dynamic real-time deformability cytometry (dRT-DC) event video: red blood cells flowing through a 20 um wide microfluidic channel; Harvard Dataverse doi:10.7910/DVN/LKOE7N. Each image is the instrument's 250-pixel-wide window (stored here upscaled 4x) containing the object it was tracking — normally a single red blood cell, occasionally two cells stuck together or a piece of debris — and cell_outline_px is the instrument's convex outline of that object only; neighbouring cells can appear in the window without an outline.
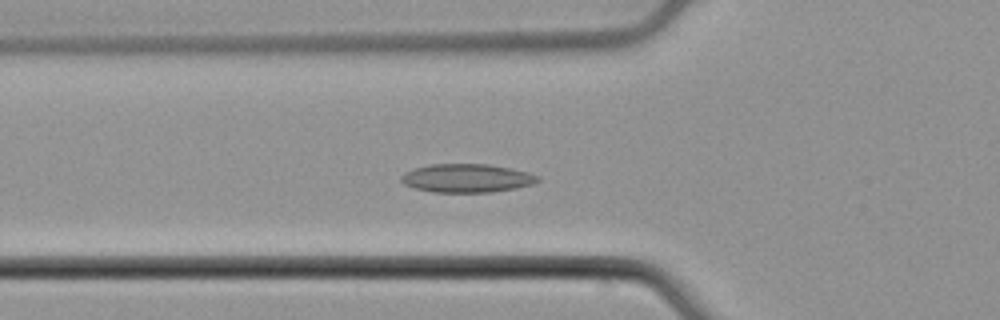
{"species": "common noctule bat (a hibernating species)", "species_latin": "Nyctalus noctula", "temperature_condition": "cold", "stored_images_in_passage": 43, "camera_frame_rate_fps": 3000, "um_per_image_px": 0.085, "animal": {"sex": "male", "body_mass_g": 21.5, "forearm_length_mm": 52.0}, "frame": {"image": 1, "passage_image": 9, "time_ms": 2.667, "image_size_px": [1000, 320], "cell_outline_px": [[540, 180], [532, 184], [516, 188], [492, 192], [432, 192], [416, 188], [404, 184], [400, 180], [400, 176], [404, 172], [428, 164], [488, 164], [512, 168], [528, 172], [540, 176]], "centroid_in_image_um": [39.69, 15.14], "position_along_channel_um": 86.1, "area_um2": 22.77}}
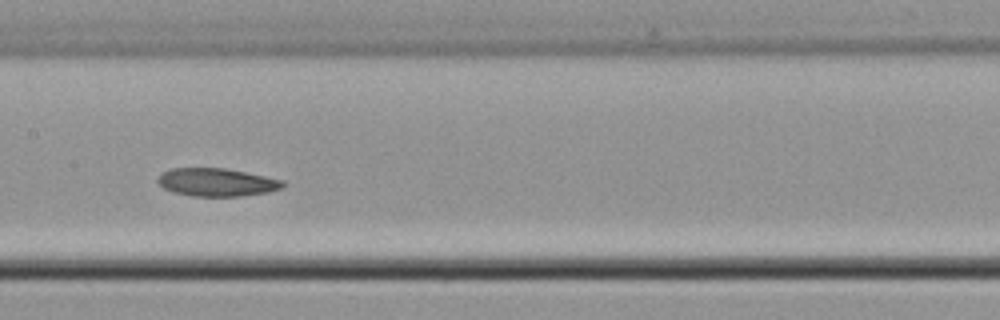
{"frame": {"image": 2, "passage_image": 17, "time_ms": 5.333, "image_size_px": [1000, 320], "cell_outline_px": [[284, 188], [268, 192], [240, 196], [192, 196], [172, 192], [164, 188], [156, 180], [164, 172], [172, 168], [224, 168], [284, 180]], "centroid_in_image_um": [18.43, 15.5], "position_along_channel_um": 189.0, "area_um2": 20.29}}
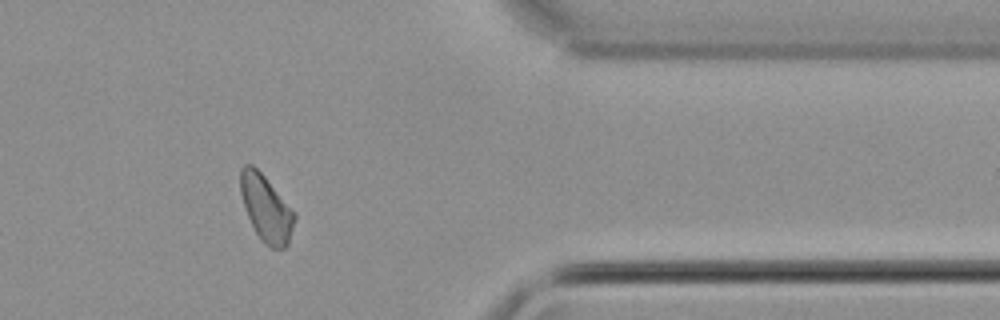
{"frame": {"image": 3, "passage_image": 34, "time_ms": 11.0, "image_size_px": [1000, 320], "cell_outline_px": [[296, 216], [288, 244], [284, 248], [272, 248], [264, 244], [260, 240], [248, 216], [240, 192], [240, 168], [244, 164], [252, 164], [264, 176], [296, 212]], "centroid_in_image_um": [22.63, 17.71], "position_along_channel_um": 388.8, "area_um2": 20.81}}